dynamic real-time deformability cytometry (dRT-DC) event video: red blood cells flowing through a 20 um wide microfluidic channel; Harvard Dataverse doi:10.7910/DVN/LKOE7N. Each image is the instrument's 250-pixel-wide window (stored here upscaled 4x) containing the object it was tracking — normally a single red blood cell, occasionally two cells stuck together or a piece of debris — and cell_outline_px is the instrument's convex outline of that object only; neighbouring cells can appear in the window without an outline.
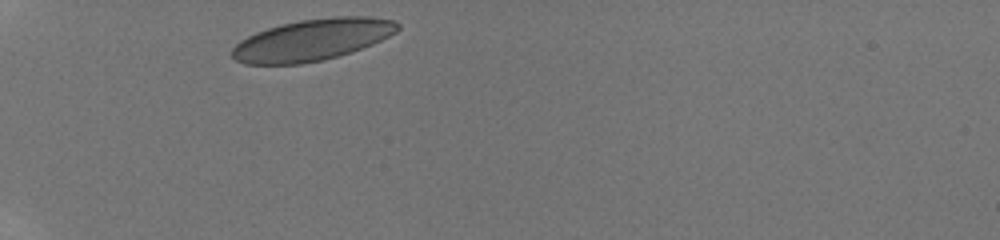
{"species": "human", "species_latin": "Homo sapiens", "temperature_condition": "room temperature", "stored_images_in_passage": 21, "camera_frame_rate_fps": 3000, "um_per_image_px": 0.085, "donor": {"sex": "male"}, "frame": {"image": 1, "passage_image": 1, "time_ms": 0.0, "image_size_px": [1000, 240], "cell_outline_px": [[400, 28], [396, 32], [372, 44], [352, 52], [324, 60], [300, 64], [244, 64], [236, 60], [232, 56], [232, 48], [240, 40], [256, 32], [280, 24], [300, 20], [336, 16], [368, 16], [396, 20], [400, 24]], "centroid_in_image_um": [26.56, 3.38], "position_along_channel_um": 58.4, "area_um2": 40.23}}
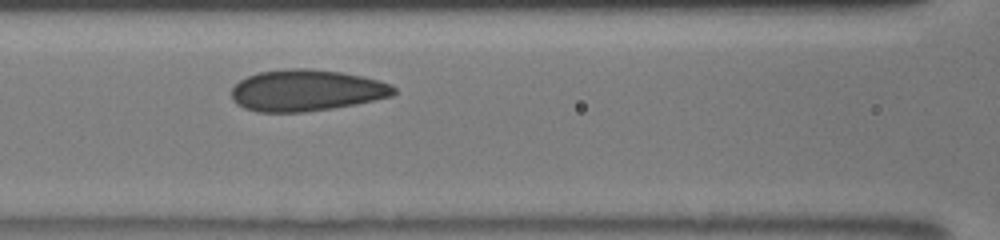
{"frame": {"image": 2, "passage_image": 7, "time_ms": 2.667, "image_size_px": [1000, 240], "cell_outline_px": [[396, 92], [392, 96], [356, 104], [332, 108], [304, 112], [256, 112], [244, 108], [236, 104], [232, 100], [232, 88], [240, 80], [248, 76], [260, 72], [288, 68], [308, 68], [340, 72], [364, 76], [392, 84], [396, 88]], "centroid_in_image_um": [26.05, 7.68], "position_along_channel_um": 140.6, "area_um2": 39.36}}
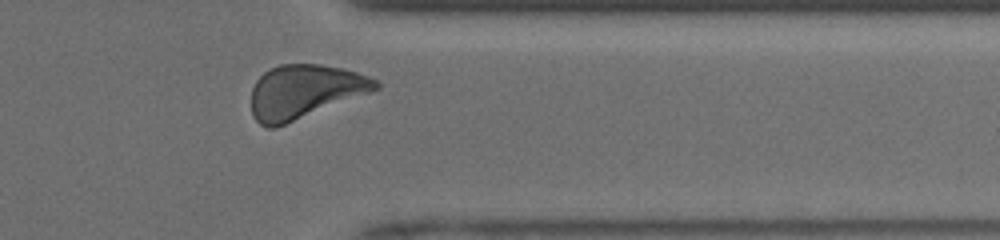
{"frame": {"image": 3, "passage_image": 19, "time_ms": 8.667, "image_size_px": [1000, 240], "cell_outline_px": [[380, 88], [276, 128], [268, 128], [260, 124], [252, 116], [252, 88], [256, 80], [264, 72], [280, 64], [320, 64], [340, 68], [356, 72], [368, 76], [376, 80], [380, 84]], "centroid_in_image_um": [25.86, 7.79], "position_along_channel_um": 385.5, "area_um2": 38.67}, "authors_computed_cell_mechanics": {"area_um2": 39.1884, "velocity_mm_per_s": 4.0968, "shape_relaxation_time_tau1_ms": 2.2947, "shape_relaxation_time_tau2_ms": 1.3395, "deformation_change_tau1": 0.0695, "deformation_change_tau2": 0.039}}